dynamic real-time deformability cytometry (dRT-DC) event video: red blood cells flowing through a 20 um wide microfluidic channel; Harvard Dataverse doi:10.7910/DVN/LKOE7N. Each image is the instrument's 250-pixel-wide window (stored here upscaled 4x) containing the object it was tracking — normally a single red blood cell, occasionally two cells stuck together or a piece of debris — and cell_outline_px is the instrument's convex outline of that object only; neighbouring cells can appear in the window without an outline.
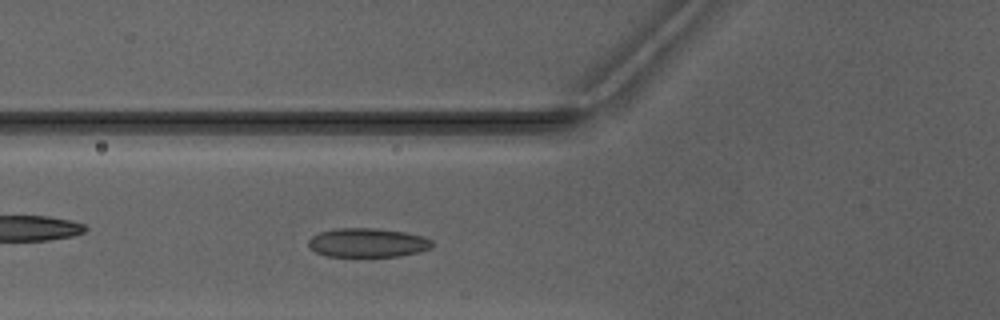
{"species": "Egyptian fruit bat (a non-hibernating species)", "species_latin": "Rousettus aegyptiacus", "temperature_condition": "warm", "stored_images_in_passage": 6, "camera_frame_rate_fps": 3000, "um_per_image_px": 0.085, "animal": {"sex": "male"}, "frame": {"image": 1, "passage_image": 6, "time_ms": 6.333, "image_size_px": [1000, 320], "cell_outline_px": [[432, 248], [420, 252], [400, 256], [328, 256], [316, 252], [308, 248], [308, 240], [312, 236], [320, 232], [336, 228], [376, 228], [404, 232], [420, 236], [432, 240]], "centroid_in_image_um": [31.23, 20.63], "position_along_channel_um": 94.6, "area_um2": 20.92}}